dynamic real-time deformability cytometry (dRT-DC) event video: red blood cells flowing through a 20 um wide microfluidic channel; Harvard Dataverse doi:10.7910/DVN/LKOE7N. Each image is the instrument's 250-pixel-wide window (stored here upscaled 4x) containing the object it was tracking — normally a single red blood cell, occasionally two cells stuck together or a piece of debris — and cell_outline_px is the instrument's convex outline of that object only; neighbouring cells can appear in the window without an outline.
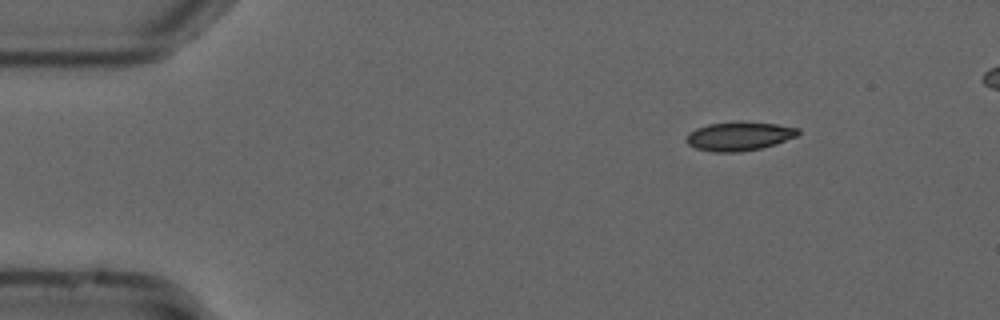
{"species": "common noctule bat (a hibernating species)", "species_latin": "Nyctalus noctula", "temperature_condition": "cold", "stored_images_in_passage": 47, "camera_frame_rate_fps": 3000, "um_per_image_px": 0.085, "animal": {"sex": "male", "forearm_length_mm": 52.5}, "frame": {"image": 1, "passage_image": 1, "time_ms": 0.0, "image_size_px": [1000, 320], "cell_outline_px": [[800, 132], [796, 136], [776, 144], [760, 148], [740, 152], [712, 152], [696, 148], [688, 144], [684, 140], [688, 132], [696, 128], [708, 124], [740, 120], [776, 124], [800, 128]], "centroid_in_image_um": [62.8, 11.56], "position_along_channel_um": 22.2, "area_um2": 19.13}}
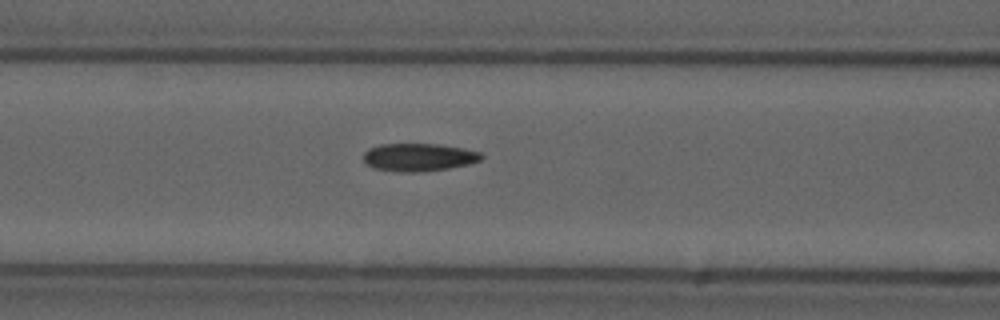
{"frame": {"image": 2, "passage_image": 16, "time_ms": 5.0, "image_size_px": [1000, 320], "cell_outline_px": [[484, 156], [480, 160], [468, 164], [448, 168], [420, 172], [404, 172], [372, 168], [364, 160], [364, 152], [368, 148], [380, 144], [440, 144], [464, 148], [480, 152]], "centroid_in_image_um": [35.59, 13.36], "position_along_channel_um": 131.0, "area_um2": 19.13}}
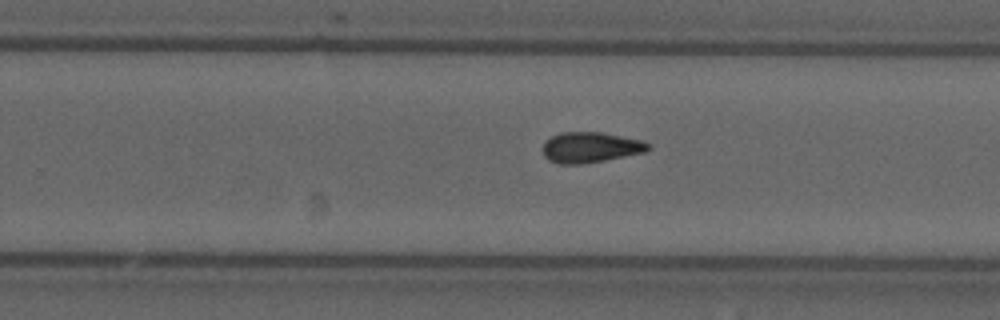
{"frame": {"image": 3, "passage_image": 28, "time_ms": 9.0, "image_size_px": [1000, 320], "cell_outline_px": [[652, 148], [644, 152], [604, 160], [580, 164], [560, 164], [548, 160], [544, 156], [544, 140], [560, 132], [600, 132], [640, 140], [652, 144]], "centroid_in_image_um": [50.18, 12.52], "position_along_channel_um": 279.6, "area_um2": 18.67}, "authors_computed_cell_mechanics": {"area_um2": 18.6694, "velocity_mm_per_s": 3.732, "shape_relaxation_time_tau1_ms": 9.6115, "shape_relaxation_time_tau2_ms": 3.8205, "deformation_change_tau1": 0.1954, "deformation_change_tau2": 0.1082}}